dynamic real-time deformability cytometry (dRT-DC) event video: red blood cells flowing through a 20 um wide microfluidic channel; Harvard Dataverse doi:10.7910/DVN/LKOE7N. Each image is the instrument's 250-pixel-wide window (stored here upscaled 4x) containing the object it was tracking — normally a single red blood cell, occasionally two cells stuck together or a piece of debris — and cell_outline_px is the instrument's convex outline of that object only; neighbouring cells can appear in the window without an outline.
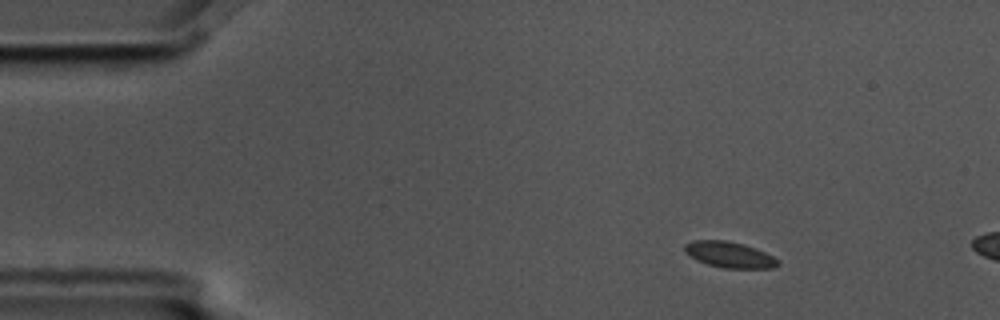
{"species": "common noctule bat (a hibernating species)", "species_latin": "Nyctalus noctula", "temperature_condition": "cold", "stored_images_in_passage": 4, "camera_frame_rate_fps": 3000, "um_per_image_px": 0.085, "animal": {"sex": "male", "body_mass_g": 17.5, "forearm_length_mm": 52.3}, "frame": {"image": 1, "passage_image": 2, "time_ms": 0.333, "image_size_px": [1000, 320], "cell_outline_px": [[780, 264], [776, 268], [724, 268], [708, 264], [696, 260], [688, 256], [684, 252], [684, 244], [692, 240], [728, 240], [744, 244], [756, 248], [780, 260]], "centroid_in_image_um": [61.99, 21.64], "position_along_channel_um": 23.0, "area_um2": 14.33}}